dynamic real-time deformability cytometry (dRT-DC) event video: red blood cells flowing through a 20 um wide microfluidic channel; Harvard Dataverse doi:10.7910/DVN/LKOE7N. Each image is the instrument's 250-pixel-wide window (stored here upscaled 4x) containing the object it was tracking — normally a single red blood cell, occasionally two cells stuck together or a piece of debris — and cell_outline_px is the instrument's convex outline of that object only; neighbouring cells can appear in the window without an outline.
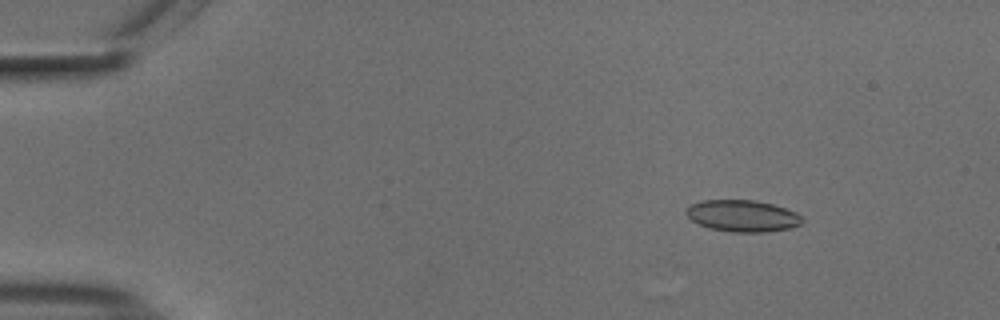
{"species": "common noctule bat (a hibernating species)", "species_latin": "Nyctalus noctula", "temperature_condition": "cold", "stored_images_in_passage": 13, "camera_frame_rate_fps": 3000, "um_per_image_px": 0.085, "animal": {"sex": "male", "body_mass_g": 18.8}, "frame": {"image": 1, "passage_image": 5, "time_ms": 1.333, "image_size_px": [1000, 320], "cell_outline_px": [[804, 220], [800, 224], [788, 228], [768, 232], [732, 232], [708, 228], [692, 220], [684, 212], [692, 204], [704, 200], [752, 200], [772, 204], [796, 212]], "centroid_in_image_um": [63.11, 18.35], "position_along_channel_um": 21.9, "area_um2": 21.21}}